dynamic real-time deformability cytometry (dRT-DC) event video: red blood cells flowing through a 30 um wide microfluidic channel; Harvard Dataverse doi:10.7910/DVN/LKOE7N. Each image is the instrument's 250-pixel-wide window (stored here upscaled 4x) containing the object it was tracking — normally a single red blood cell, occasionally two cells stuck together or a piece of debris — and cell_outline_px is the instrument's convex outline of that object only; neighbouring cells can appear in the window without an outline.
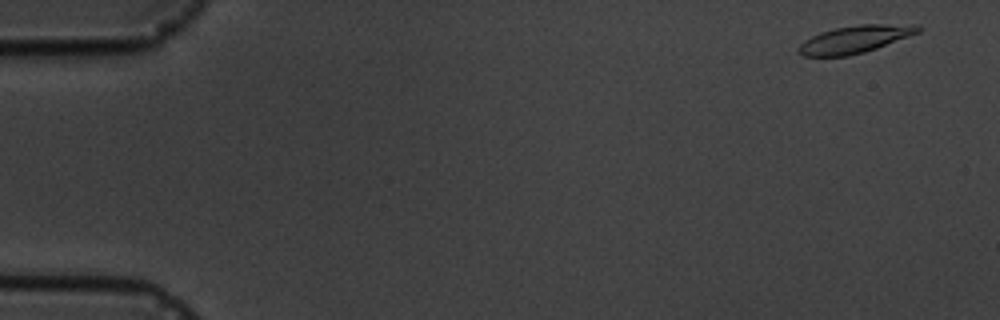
{"species": "common noctule bat (a hibernating species)", "species_latin": "Nyctalus noctula", "temperature_condition": "cold", "stored_images_in_passage": 16, "camera_frame_rate_fps": 3000, "um_per_image_px": 0.085, "animal": {"sex": "male", "body_mass_g": 19.5, "forearm_length_mm": 54.6}, "frame": {"image": 1, "passage_image": 1, "time_ms": 0.0, "image_size_px": [1000, 320], "cell_outline_px": [[924, 28], [920, 32], [876, 48], [864, 52], [848, 56], [804, 56], [796, 52], [796, 48], [804, 40], [820, 32], [836, 28], [860, 24], [920, 24]], "centroid_in_image_um": [72.68, 3.33], "position_along_channel_um": 12.3, "area_um2": 19.25}}
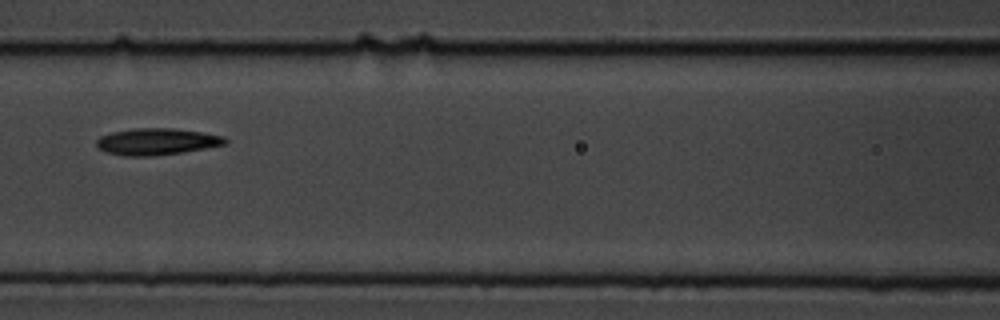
{"frame": {"image": 2, "passage_image": 7, "time_ms": 7.667, "image_size_px": [1000, 320], "cell_outline_px": [[228, 144], [180, 152], [152, 156], [124, 156], [108, 152], [96, 148], [96, 140], [100, 136], [112, 132], [132, 128], [172, 128], [200, 132], [224, 136], [228, 140]], "centroid_in_image_um": [13.3, 12.03], "position_along_channel_um": 153.3, "area_um2": 19.94}}
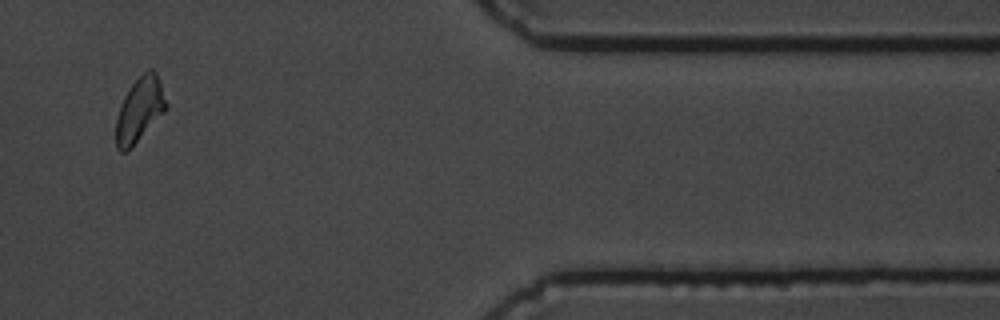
{"frame": {"image": 3, "passage_image": 14, "time_ms": 15.667, "image_size_px": [1000, 320], "cell_outline_px": [[168, 104], [164, 112], [132, 148], [128, 152], [120, 152], [116, 148], [116, 120], [120, 104], [124, 96], [132, 84], [148, 68], [152, 68], [156, 72]], "centroid_in_image_um": [11.86, 9.35], "position_along_channel_um": 399.5, "area_um2": 18.9}, "authors_computed_cell_mechanics": {"area_um2": 19.2474, "velocity_mm_per_s": 3.5038, "shape_relaxation_time_tau1_ms": 2.1764, "shape_relaxation_time_tau2_ms": 4.3747, "deformation_change_tau1": 0.0899, "deformation_change_tau2": 0.068}}